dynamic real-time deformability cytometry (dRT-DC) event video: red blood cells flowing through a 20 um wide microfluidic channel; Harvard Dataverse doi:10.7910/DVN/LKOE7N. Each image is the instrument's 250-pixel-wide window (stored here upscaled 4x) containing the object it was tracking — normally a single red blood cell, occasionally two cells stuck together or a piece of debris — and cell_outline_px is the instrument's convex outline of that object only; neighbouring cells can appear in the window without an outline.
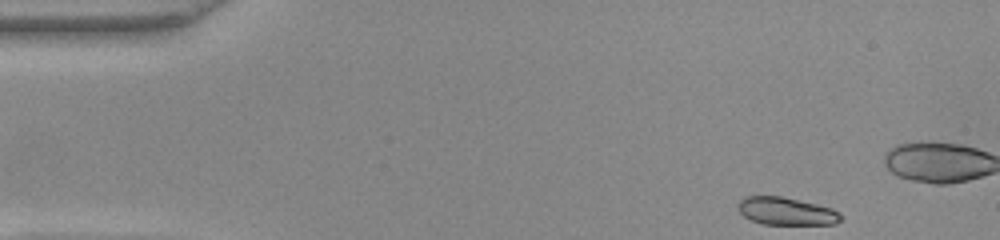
{"species": "common noctule bat (a hibernating species)", "species_latin": "Nyctalus noctula", "temperature_condition": "warm", "stored_images_in_passage": 47, "camera_frame_rate_fps": 3000, "um_per_image_px": 0.085, "animal": {"sex": "female", "body_mass_g": 22.0, "forearm_length_mm": 56.7}, "frame": {"image": 1, "passage_image": 1, "time_ms": 0.0, "image_size_px": [1000, 240], "cell_outline_px": [[840, 220], [836, 224], [760, 224], [744, 216], [740, 212], [736, 204], [744, 196], [780, 196], [816, 204], [832, 208], [840, 212]], "centroid_in_image_um": [66.8, 17.95], "position_along_channel_um": 18.2, "area_um2": 16.53}}
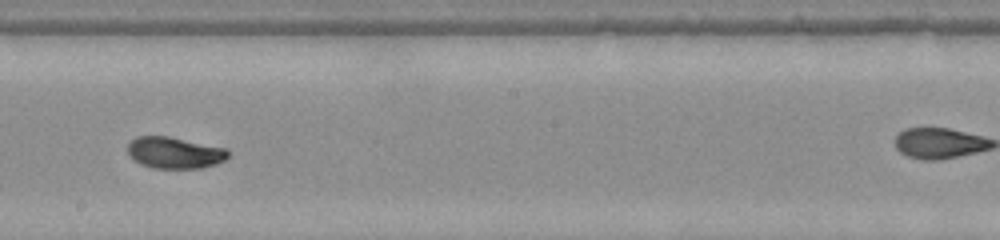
{"frame": {"image": 2, "passage_image": 24, "time_ms": 7.667, "image_size_px": [1000, 240], "cell_outline_px": [[232, 152], [224, 160], [216, 164], [200, 168], [152, 168], [140, 164], [132, 160], [128, 156], [128, 144], [136, 136], [168, 136], [228, 148]], "centroid_in_image_um": [14.84, 12.98], "position_along_channel_um": 233.4, "area_um2": 18.73}}
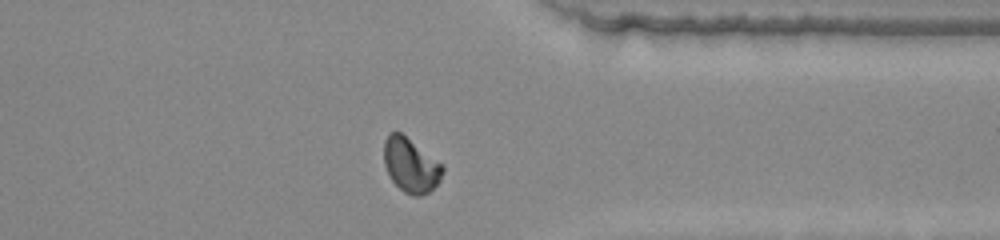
{"frame": {"image": 3, "passage_image": 35, "time_ms": 11.333, "image_size_px": [1000, 240], "cell_outline_px": [[444, 172], [440, 180], [428, 192], [420, 196], [412, 196], [404, 192], [392, 180], [384, 164], [384, 140], [388, 132], [400, 132], [444, 164]], "centroid_in_image_um": [34.92, 14.03], "position_along_channel_um": 376.5, "area_um2": 18.61}, "authors_computed_cell_mechanics": {"area_um2": 18.496, "velocity_mm_per_s": 4.067, "shape_relaxation_time_tau1_ms": 2.7884, "shape_relaxation_time_tau2_ms": 0.9233, "deformation_change_tau1": 0.1612, "deformation_change_tau2": 0.031}}